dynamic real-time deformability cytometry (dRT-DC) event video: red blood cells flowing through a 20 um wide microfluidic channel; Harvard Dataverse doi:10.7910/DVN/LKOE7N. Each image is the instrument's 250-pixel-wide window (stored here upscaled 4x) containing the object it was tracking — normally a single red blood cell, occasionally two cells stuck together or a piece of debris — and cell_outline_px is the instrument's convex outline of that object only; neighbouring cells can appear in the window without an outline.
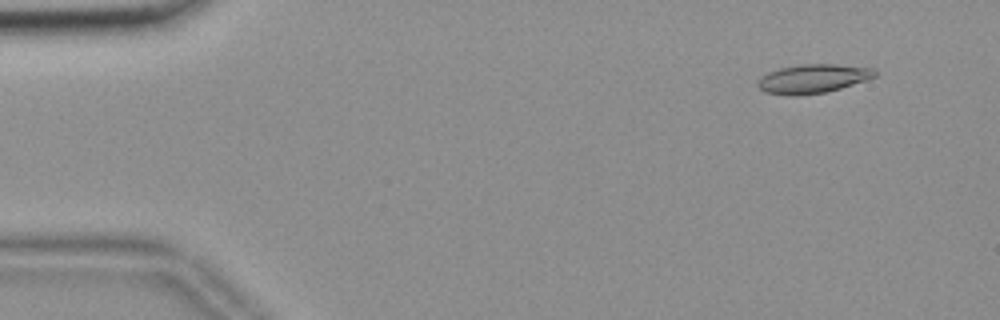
{"species": "common noctule bat (a hibernating species)", "species_latin": "Nyctalus noctula", "temperature_condition": "room temperature", "stored_images_in_passage": 52, "camera_frame_rate_fps": 3000, "um_per_image_px": 0.085, "animal": {"sex": "female", "body_mass_g": 18.4}, "frame": {"image": 1, "passage_image": 1, "time_ms": 0.0, "image_size_px": [1000, 320], "cell_outline_px": [[876, 76], [828, 92], [792, 96], [764, 92], [756, 84], [760, 76], [768, 72], [780, 68], [800, 64], [836, 64], [872, 68], [876, 72]], "centroid_in_image_um": [69.04, 6.69], "position_along_channel_um": 16.0, "area_um2": 19.65}}
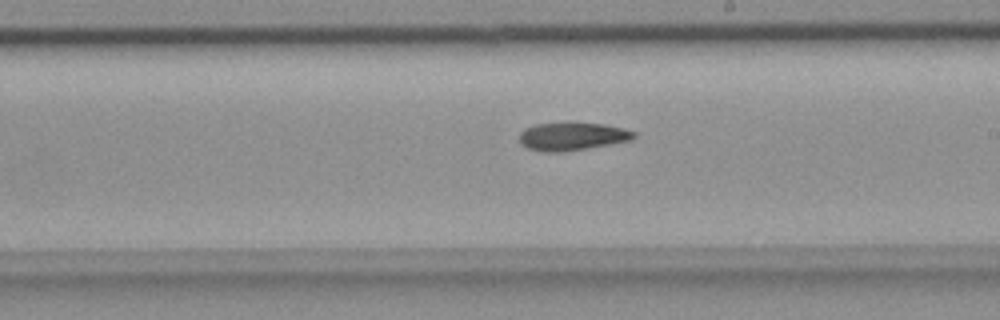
{"frame": {"image": 2, "passage_image": 28, "time_ms": 9.0, "image_size_px": [1000, 320], "cell_outline_px": [[636, 136], [632, 140], [560, 152], [544, 152], [528, 148], [520, 144], [520, 132], [524, 128], [536, 124], [568, 120], [572, 120], [604, 124], [624, 128], [636, 132]], "centroid_in_image_um": [48.62, 11.54], "position_along_channel_um": 240.4, "area_um2": 19.25}}
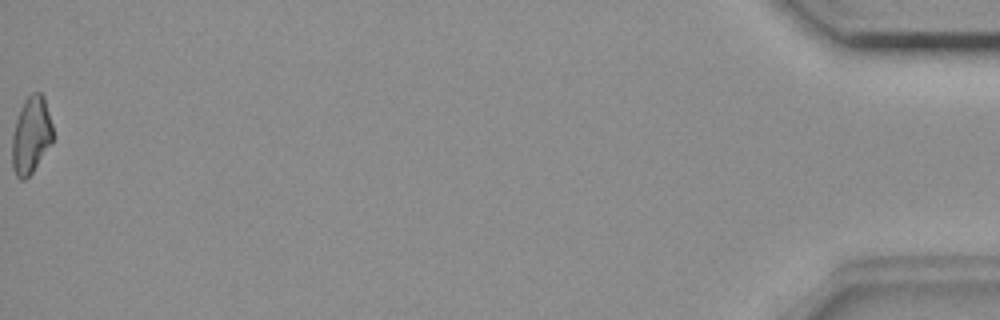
{"frame": {"image": 3, "passage_image": 52, "time_ms": 17.0, "image_size_px": [1000, 320], "cell_outline_px": [[56, 136], [52, 144], [32, 172], [24, 180], [20, 180], [16, 176], [12, 168], [12, 136], [16, 120], [20, 108], [24, 100], [32, 92], [40, 92], [44, 96]], "centroid_in_image_um": [2.67, 11.49], "position_along_channel_um": 432.5, "area_um2": 18.73}}